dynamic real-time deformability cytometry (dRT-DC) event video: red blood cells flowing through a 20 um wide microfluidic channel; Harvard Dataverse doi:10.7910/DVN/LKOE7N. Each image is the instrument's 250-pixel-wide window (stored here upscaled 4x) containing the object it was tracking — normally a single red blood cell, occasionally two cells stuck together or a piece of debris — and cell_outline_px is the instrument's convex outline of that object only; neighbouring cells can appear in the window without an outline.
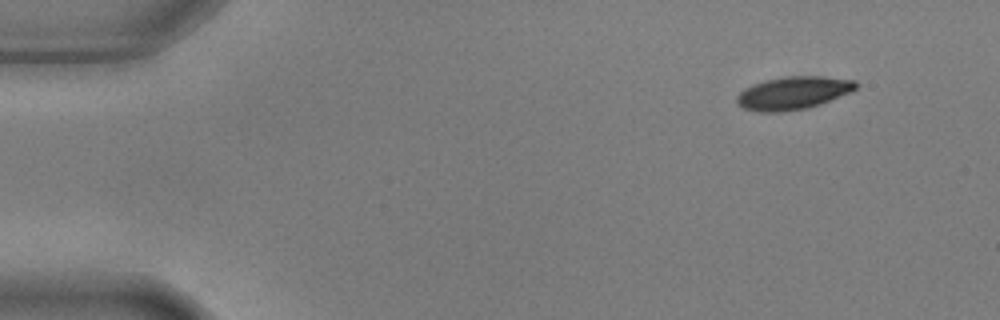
{"species": "common noctule bat (a hibernating species)", "species_latin": "Nyctalus noctula", "temperature_condition": "warm", "stored_images_in_passage": 4, "camera_frame_rate_fps": 3000, "um_per_image_px": 0.085, "animal": {"sex": "male", "body_mass_g": 17.9, "forearm_length_mm": 54.2}, "frame": {"image": 1, "passage_image": 1, "time_ms": 0.0, "image_size_px": [1000, 320], "cell_outline_px": [[860, 84], [852, 92], [820, 104], [804, 108], [776, 112], [760, 112], [744, 108], [736, 104], [736, 96], [744, 88], [752, 84], [764, 80], [784, 76], [824, 76], [856, 80]], "centroid_in_image_um": [67.43, 7.88], "position_along_channel_um": 17.6, "area_um2": 23.0}}
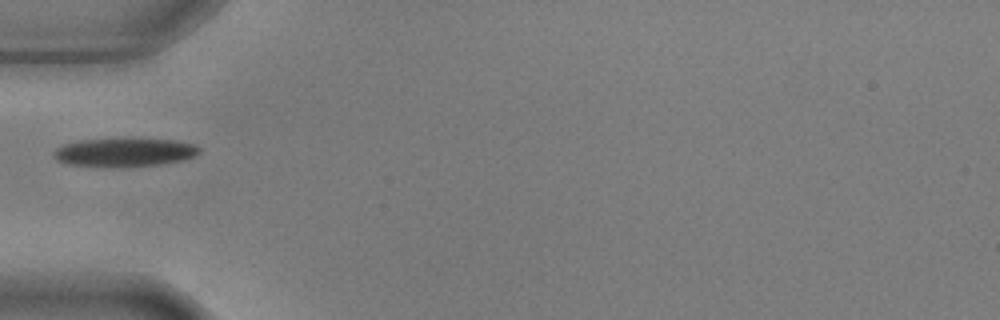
{"frame": {"image": 2, "passage_image": 4, "time_ms": 1.0, "image_size_px": [1000, 320], "cell_outline_px": [[200, 152], [196, 156], [180, 160], [160, 164], [120, 168], [100, 168], [68, 164], [56, 160], [52, 156], [52, 152], [56, 148], [64, 144], [80, 140], [120, 136], [132, 136], [176, 140], [196, 144], [200, 148]], "centroid_in_image_um": [10.55, 12.91], "position_along_channel_um": 74.4, "area_um2": 25.89}}